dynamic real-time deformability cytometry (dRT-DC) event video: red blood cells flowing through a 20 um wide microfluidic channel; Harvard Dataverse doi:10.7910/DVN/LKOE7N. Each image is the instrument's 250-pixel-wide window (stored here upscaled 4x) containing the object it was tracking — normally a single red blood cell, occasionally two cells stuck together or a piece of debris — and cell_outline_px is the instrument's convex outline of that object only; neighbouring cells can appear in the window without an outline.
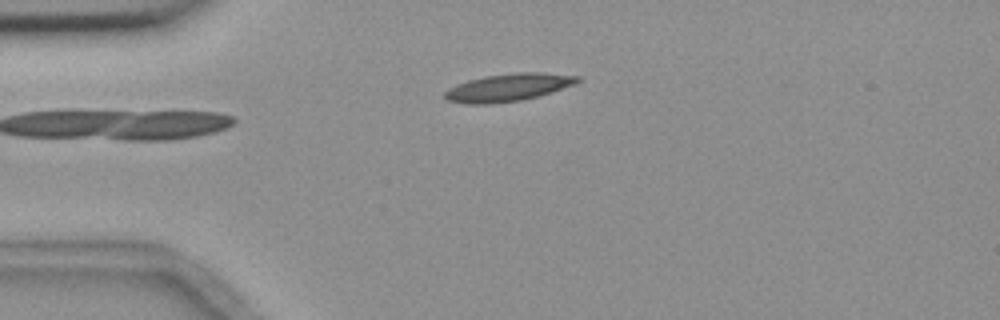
{"species": "common noctule bat (a hibernating species)", "species_latin": "Nyctalus noctula", "temperature_condition": "room temperature", "stored_images_in_passage": 3, "camera_frame_rate_fps": 3000, "um_per_image_px": 0.085, "animal": {"sex": "female", "body_mass_g": 18.4}, "frame": {"image": 1, "passage_image": 3, "time_ms": 3.0, "image_size_px": [1000, 320], "cell_outline_px": [[580, 80], [576, 84], [552, 92], [524, 100], [492, 104], [468, 104], [448, 100], [444, 96], [444, 92], [448, 88], [456, 84], [468, 80], [484, 76], [516, 72], [544, 72], [580, 76]], "centroid_in_image_um": [43.22, 7.43], "position_along_channel_um": 41.8, "area_um2": 21.62}}